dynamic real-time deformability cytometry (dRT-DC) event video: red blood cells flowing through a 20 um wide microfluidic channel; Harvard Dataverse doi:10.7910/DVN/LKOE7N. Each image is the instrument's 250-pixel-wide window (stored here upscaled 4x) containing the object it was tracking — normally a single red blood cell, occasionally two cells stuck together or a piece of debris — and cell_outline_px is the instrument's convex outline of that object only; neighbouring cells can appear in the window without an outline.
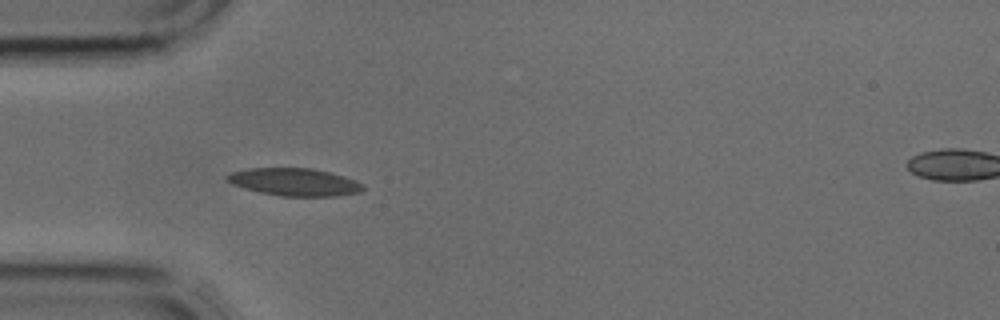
{"species": "common noctule bat (a hibernating species)", "species_latin": "Nyctalus noctula", "temperature_condition": "cold", "stored_images_in_passage": 3, "camera_frame_rate_fps": 3000, "um_per_image_px": 0.085, "animal": {"sex": "male", "body_mass_g": 17.9, "forearm_length_mm": 54.2}, "frame": {"image": 1, "passage_image": 3, "time_ms": 0.667, "image_size_px": [1000, 320], "cell_outline_px": [[364, 188], [360, 192], [336, 196], [280, 196], [260, 192], [244, 188], [232, 184], [224, 176], [232, 172], [248, 168], [312, 168], [344, 176], [356, 180], [364, 184]], "centroid_in_image_um": [25.04, 15.47], "position_along_channel_um": 60.0, "area_um2": 21.85}}